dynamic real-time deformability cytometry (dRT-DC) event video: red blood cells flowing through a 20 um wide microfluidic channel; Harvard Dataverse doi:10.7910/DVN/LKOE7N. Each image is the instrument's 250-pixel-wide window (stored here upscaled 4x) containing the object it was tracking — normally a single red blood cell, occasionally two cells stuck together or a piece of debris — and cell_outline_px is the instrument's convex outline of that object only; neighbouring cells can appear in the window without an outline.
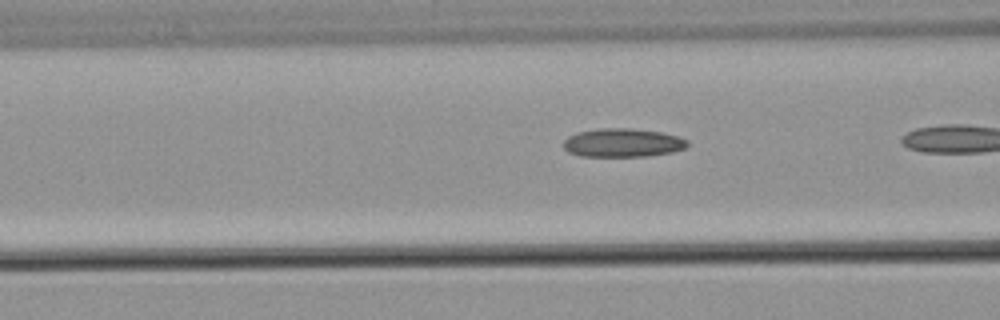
{"species": "common noctule bat (a hibernating species)", "species_latin": "Nyctalus noctula", "temperature_condition": "warm", "stored_images_in_passage": 8, "camera_frame_rate_fps": 3000, "um_per_image_px": 0.085, "animal": {"sex": "male", "body_mass_g": 21.5, "forearm_length_mm": 52.0}, "frame": {"image": 1, "passage_image": 5, "time_ms": 1.333, "image_size_px": [1000, 320], "cell_outline_px": [[688, 144], [684, 148], [672, 152], [648, 156], [580, 156], [568, 152], [564, 148], [564, 140], [568, 136], [576, 132], [600, 128], [632, 128], [660, 132], [676, 136], [688, 140]], "centroid_in_image_um": [52.9, 12.13], "position_along_channel_um": 113.7, "area_um2": 20.63}}